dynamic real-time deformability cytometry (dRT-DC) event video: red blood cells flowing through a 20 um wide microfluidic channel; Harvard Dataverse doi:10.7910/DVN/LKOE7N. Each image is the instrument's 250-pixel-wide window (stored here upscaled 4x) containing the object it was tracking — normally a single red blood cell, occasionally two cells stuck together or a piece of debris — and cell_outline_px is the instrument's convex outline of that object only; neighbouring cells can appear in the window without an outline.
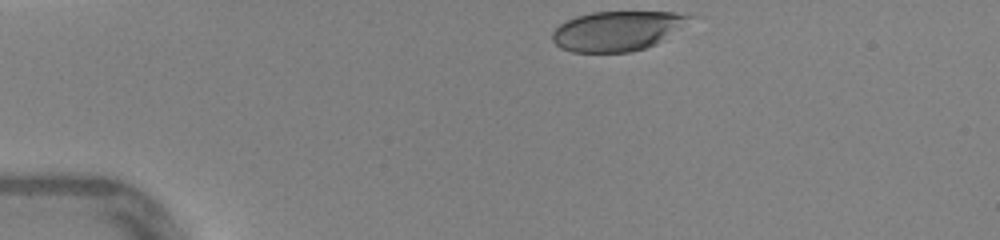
{"species": "human", "species_latin": "Homo sapiens", "temperature_condition": "warm", "stored_images_in_passage": 30, "camera_frame_rate_fps": 3000, "um_per_image_px": 0.085, "donor": {"sex": "female"}, "frame": {"image": 1, "passage_image": 1, "time_ms": 0.0, "image_size_px": [1000, 240], "cell_outline_px": [[700, 16], [656, 44], [632, 52], [572, 52], [560, 48], [552, 40], [552, 32], [560, 24], [576, 16], [592, 12], [672, 12]], "centroid_in_image_um": [52.51, 2.62], "position_along_channel_um": 32.5, "area_um2": 31.96}}
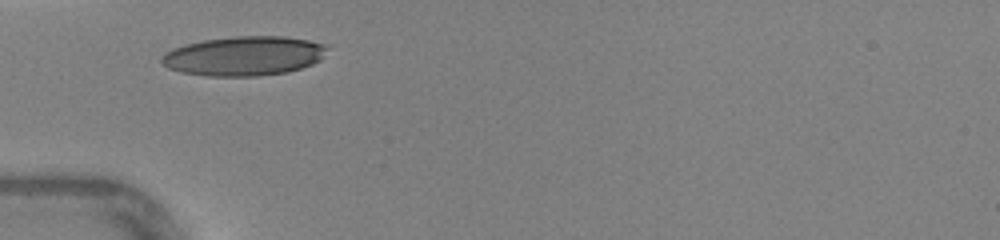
{"frame": {"image": 2, "passage_image": 7, "time_ms": 2.0, "image_size_px": [1000, 240], "cell_outline_px": [[328, 48], [320, 60], [312, 64], [288, 72], [256, 76], [208, 76], [184, 72], [168, 68], [160, 64], [160, 56], [164, 52], [172, 48], [184, 44], [204, 40], [232, 36], [284, 36], [308, 40], [324, 44]], "centroid_in_image_um": [20.7, 4.75], "position_along_channel_um": 64.3, "area_um2": 38.21}}
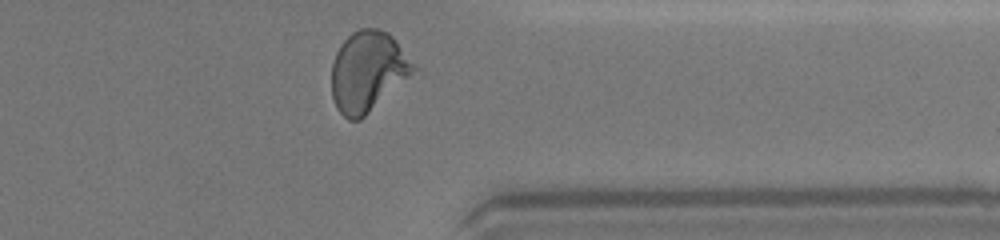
{"frame": {"image": 3, "passage_image": 29, "time_ms": 9.333, "image_size_px": [1000, 240], "cell_outline_px": [[420, 68], [360, 120], [348, 120], [336, 108], [332, 96], [332, 64], [336, 52], [340, 44], [352, 32], [360, 28], [376, 28], [388, 32], [392, 36]], "centroid_in_image_um": [31.28, 6.06], "position_along_channel_um": 380.1, "area_um2": 38.55}, "authors_computed_cell_mechanics": {"area_um2": 37.1365, "velocity_mm_per_s": 4.3818, "shape_relaxation_time_tau1_ms": 3.8631, "shape_relaxation_time_tau2_ms": null, "deformation_change_tau1": 0.197, "deformation_change_tau2": null}}